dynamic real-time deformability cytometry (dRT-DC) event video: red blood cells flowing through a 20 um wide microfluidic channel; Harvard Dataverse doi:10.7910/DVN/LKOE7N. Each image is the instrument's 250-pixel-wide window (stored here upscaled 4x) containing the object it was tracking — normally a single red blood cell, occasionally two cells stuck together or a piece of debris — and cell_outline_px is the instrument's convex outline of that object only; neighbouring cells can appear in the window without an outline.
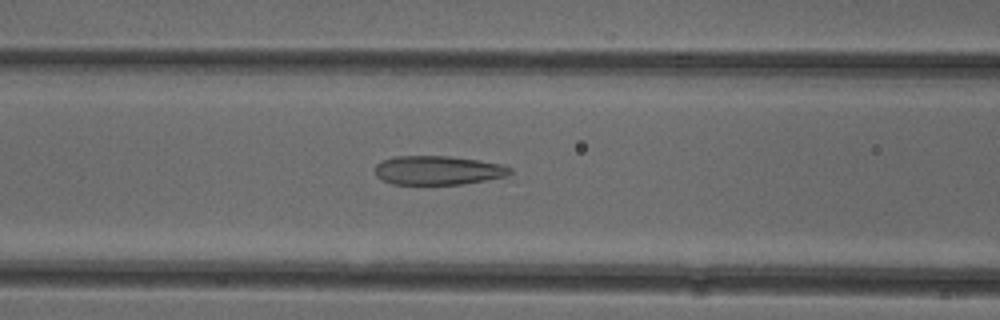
{"species": "common noctule bat (a hibernating species)", "species_latin": "Nyctalus noctula", "temperature_condition": "cold", "stored_images_in_passage": 38, "camera_frame_rate_fps": 3000, "um_per_image_px": 0.085, "animal": {"sex": "female"}, "frame": {"image": 1, "passage_image": 7, "time_ms": 2.0, "image_size_px": [1000, 320], "cell_outline_px": [[512, 172], [508, 176], [464, 184], [392, 184], [376, 176], [376, 164], [384, 160], [396, 156], [448, 156], [476, 160], [500, 164], [512, 168]], "centroid_in_image_um": [37.25, 14.48], "position_along_channel_um": 129.4, "area_um2": 22.66}}
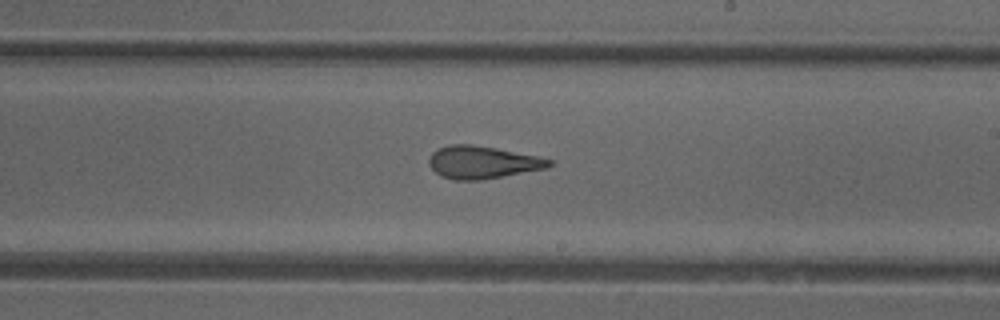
{"frame": {"image": 2, "passage_image": 16, "time_ms": 5.0, "image_size_px": [1000, 320], "cell_outline_px": [[552, 164], [544, 168], [480, 180], [456, 180], [440, 176], [428, 164], [428, 160], [432, 152], [448, 144], [472, 144], [496, 148], [540, 156], [552, 160]], "centroid_in_image_um": [40.97, 13.78], "position_along_channel_um": 248.0, "area_um2": 22.66}}
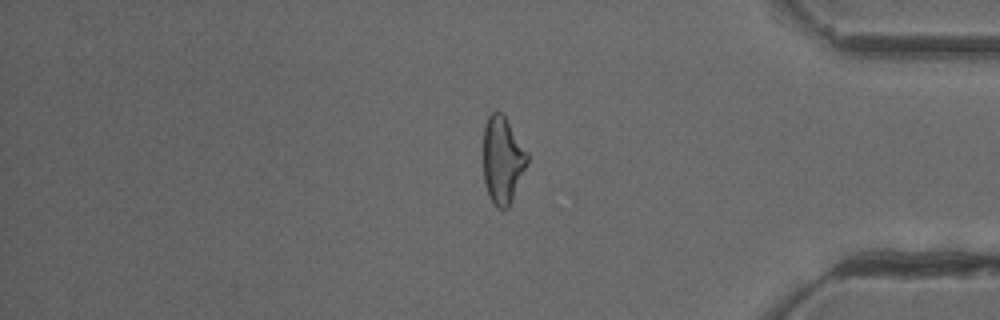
{"frame": {"image": 3, "passage_image": 29, "time_ms": 9.333, "image_size_px": [1000, 320], "cell_outline_px": [[528, 160], [508, 208], [496, 208], [492, 204], [488, 196], [484, 180], [484, 124], [488, 116], [496, 108], [504, 116], [528, 152]], "centroid_in_image_um": [42.69, 13.59], "position_along_channel_um": 392.5, "area_um2": 22.14}, "authors_computed_cell_mechanics": {"area_um2": 22.7443, "velocity_mm_per_s": 3.949, "shape_relaxation_time_tau1_ms": null, "shape_relaxation_time_tau2_ms": 1.7379, "deformation_change_tau1": null, "deformation_change_tau2": 0.1201}}